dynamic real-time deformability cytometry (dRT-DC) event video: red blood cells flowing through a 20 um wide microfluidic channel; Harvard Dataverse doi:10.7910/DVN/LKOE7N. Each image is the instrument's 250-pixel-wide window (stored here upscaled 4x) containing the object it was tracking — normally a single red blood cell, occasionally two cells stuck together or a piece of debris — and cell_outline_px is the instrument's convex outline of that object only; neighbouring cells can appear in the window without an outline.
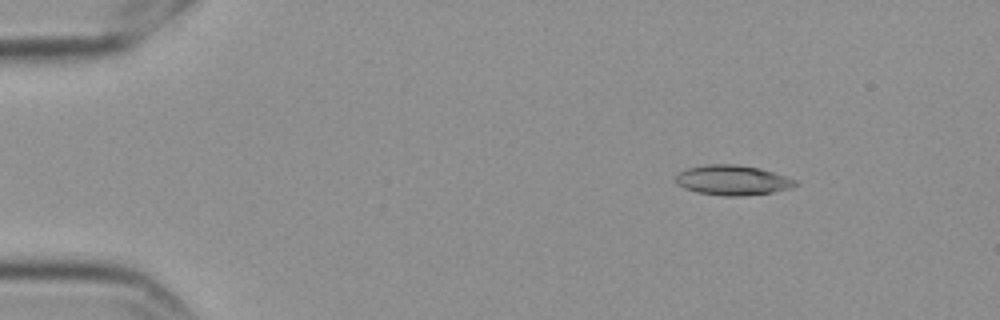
{"species": "Egyptian fruit bat (a non-hibernating species)", "species_latin": "Rousettus aegyptiacus", "temperature_condition": "cold", "stored_images_in_passage": 8, "camera_frame_rate_fps": 3000, "um_per_image_px": 0.085, "frame": {"image": 1, "passage_image": 1, "time_ms": 0.0, "image_size_px": [1000, 320], "cell_outline_px": [[796, 184], [792, 188], [772, 192], [740, 196], [724, 196], [696, 192], [684, 188], [676, 184], [676, 176], [680, 172], [688, 168], [708, 164], [736, 164], [760, 168], [796, 180]], "centroid_in_image_um": [62.24, 15.32], "position_along_channel_um": 22.8, "area_um2": 20.75}}
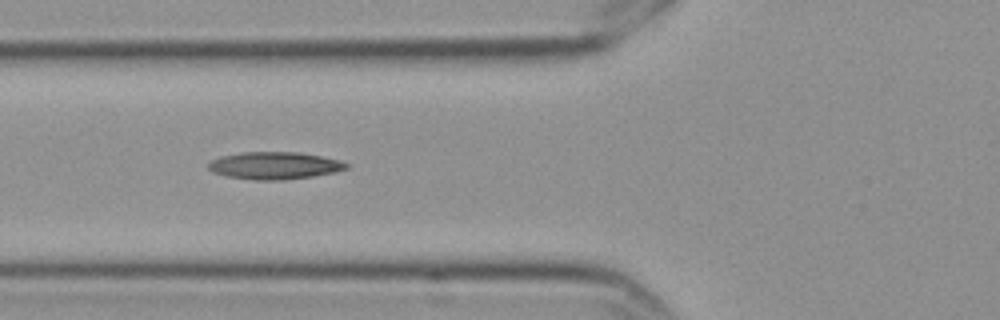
{"frame": {"image": 2, "passage_image": 5, "time_ms": 1.333, "image_size_px": [1000, 320], "cell_outline_px": [[348, 168], [336, 172], [312, 176], [284, 180], [252, 180], [228, 176], [212, 172], [208, 168], [208, 164], [212, 160], [220, 156], [240, 152], [300, 152], [320, 156], [336, 160], [348, 164]], "centroid_in_image_um": [23.3, 14.07], "position_along_channel_um": 102.5, "area_um2": 21.91}}
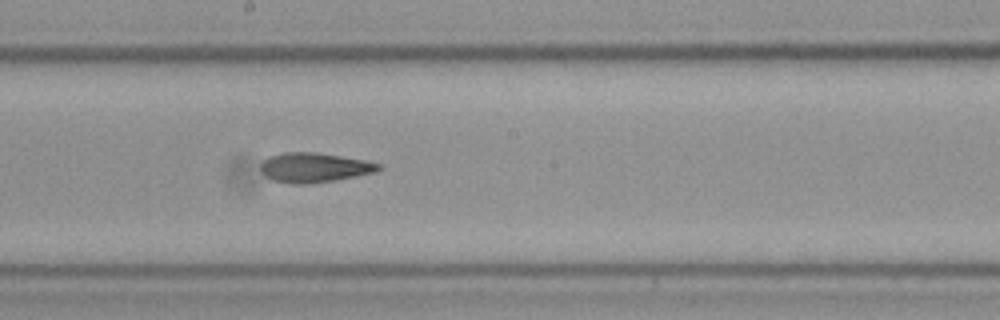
{"frame": {"image": 3, "passage_image": 8, "time_ms": 2.333, "image_size_px": [1000, 320], "cell_outline_px": [[384, 168], [376, 172], [336, 180], [308, 184], [292, 184], [272, 180], [260, 168], [260, 164], [268, 156], [284, 152], [316, 152], [364, 160], [380, 164]], "centroid_in_image_um": [26.73, 14.24], "position_along_channel_um": 221.5, "area_um2": 20.35}}